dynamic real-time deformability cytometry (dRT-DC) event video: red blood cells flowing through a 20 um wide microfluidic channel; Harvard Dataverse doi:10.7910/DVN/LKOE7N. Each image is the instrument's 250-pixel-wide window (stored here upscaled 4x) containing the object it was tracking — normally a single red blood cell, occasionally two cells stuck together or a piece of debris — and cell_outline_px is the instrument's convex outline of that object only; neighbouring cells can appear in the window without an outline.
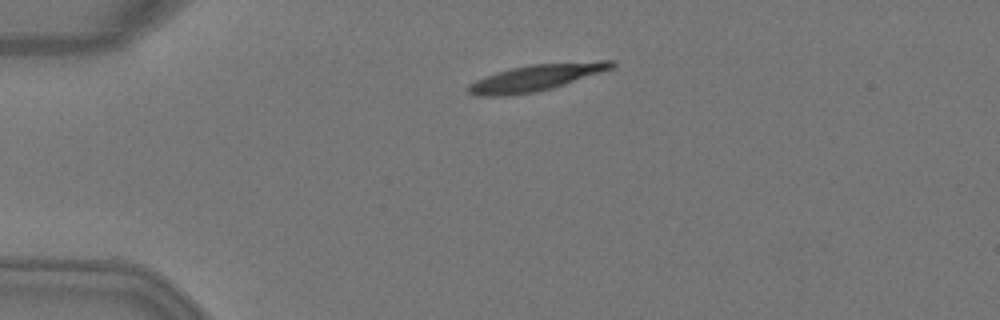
{"species": "Egyptian fruit bat (a non-hibernating species)", "species_latin": "Rousettus aegyptiacus", "temperature_condition": "warm", "stored_images_in_passage": 3, "camera_frame_rate_fps": 3000, "um_per_image_px": 0.085, "animal": {"sex": "female"}, "frame": {"image": 1, "passage_image": 1, "time_ms": 0.0, "image_size_px": [1000, 320], "cell_outline_px": [[616, 64], [612, 68], [552, 88], [536, 92], [504, 96], [476, 96], [468, 92], [464, 88], [468, 84], [484, 76], [496, 72], [512, 68], [532, 64], [600, 60], [616, 60]], "centroid_in_image_um": [45.51, 6.6], "position_along_channel_um": 39.5, "area_um2": 22.14}}